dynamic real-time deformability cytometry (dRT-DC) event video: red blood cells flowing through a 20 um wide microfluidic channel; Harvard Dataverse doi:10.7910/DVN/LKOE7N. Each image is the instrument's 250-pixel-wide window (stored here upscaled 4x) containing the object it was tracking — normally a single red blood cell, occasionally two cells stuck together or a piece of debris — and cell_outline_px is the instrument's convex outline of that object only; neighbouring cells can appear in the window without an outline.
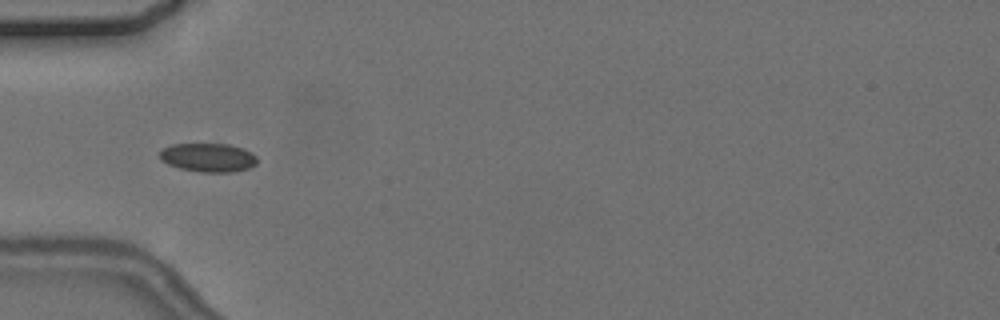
{"species": "common noctule bat (a hibernating species)", "species_latin": "Nyctalus noctula", "temperature_condition": "cold", "stored_images_in_passage": 8, "camera_frame_rate_fps": 3000, "um_per_image_px": 0.085, "animal": {"sex": "female", "body_mass_g": 24.6, "forearm_length_mm": 56.2}, "frame": {"image": 1, "passage_image": 6, "time_ms": 6.0, "image_size_px": [1000, 320], "cell_outline_px": [[256, 164], [248, 168], [232, 172], [200, 172], [180, 168], [168, 164], [160, 160], [160, 152], [164, 148], [172, 144], [228, 144], [244, 148], [252, 152], [256, 156]], "centroid_in_image_um": [17.7, 13.39], "position_along_channel_um": 67.3, "area_um2": 16.3}}
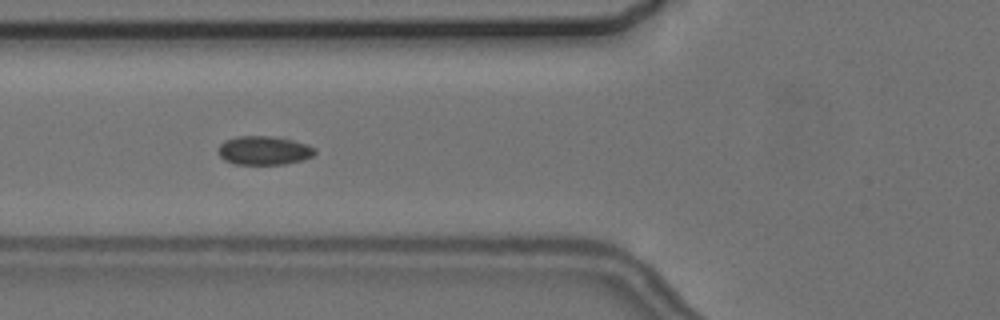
{"frame": {"image": 2, "passage_image": 7, "time_ms": 7.0, "image_size_px": [1000, 320], "cell_outline_px": [[316, 152], [312, 156], [304, 160], [284, 164], [232, 164], [224, 160], [220, 156], [220, 144], [224, 140], [236, 136], [268, 136], [292, 140], [308, 144], [316, 148]], "centroid_in_image_um": [22.46, 12.79], "position_along_channel_um": 103.3, "area_um2": 16.24}}
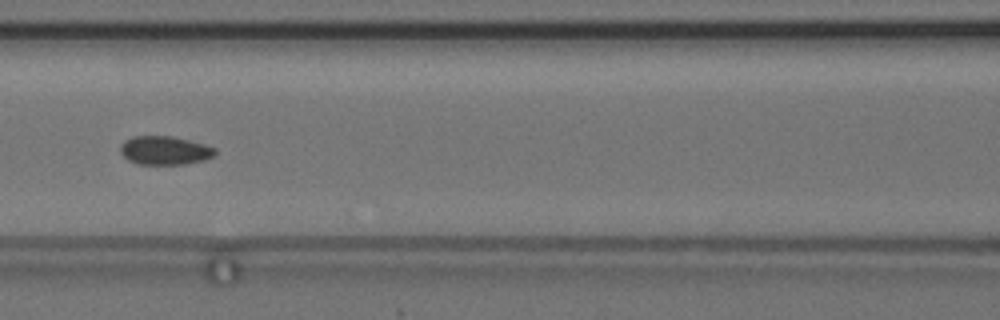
{"frame": {"image": 3, "passage_image": 8, "time_ms": 8.333, "image_size_px": [1000, 320], "cell_outline_px": [[216, 152], [212, 156], [204, 160], [184, 164], [136, 164], [128, 160], [120, 152], [120, 144], [124, 140], [132, 136], [172, 136], [204, 144], [216, 148]], "centroid_in_image_um": [13.97, 12.78], "position_along_channel_um": 152.6, "area_um2": 15.84}}